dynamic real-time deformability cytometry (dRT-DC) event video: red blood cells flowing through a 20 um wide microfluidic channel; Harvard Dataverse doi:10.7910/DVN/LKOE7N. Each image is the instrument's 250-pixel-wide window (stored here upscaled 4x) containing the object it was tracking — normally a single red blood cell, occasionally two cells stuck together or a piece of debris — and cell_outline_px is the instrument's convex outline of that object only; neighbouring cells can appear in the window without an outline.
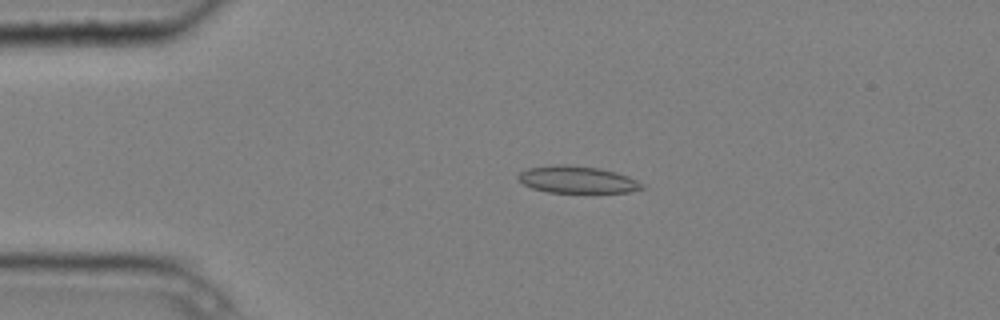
{"species": "common noctule bat (a hibernating species)", "species_latin": "Nyctalus noctula", "temperature_condition": "cold", "stored_images_in_passage": 5, "camera_frame_rate_fps": 3000, "um_per_image_px": 0.085, "animal": {"sex": "male", "body_mass_g": 20.4}, "frame": {"image": 1, "passage_image": 4, "time_ms": 1.0, "image_size_px": [1000, 320], "cell_outline_px": [[644, 188], [628, 192], [548, 192], [532, 188], [524, 184], [516, 176], [520, 172], [528, 168], [552, 164], [568, 164], [600, 168], [616, 172], [628, 176], [644, 184]], "centroid_in_image_um": [49.05, 15.25], "position_along_channel_um": 35.9, "area_um2": 19.54}}